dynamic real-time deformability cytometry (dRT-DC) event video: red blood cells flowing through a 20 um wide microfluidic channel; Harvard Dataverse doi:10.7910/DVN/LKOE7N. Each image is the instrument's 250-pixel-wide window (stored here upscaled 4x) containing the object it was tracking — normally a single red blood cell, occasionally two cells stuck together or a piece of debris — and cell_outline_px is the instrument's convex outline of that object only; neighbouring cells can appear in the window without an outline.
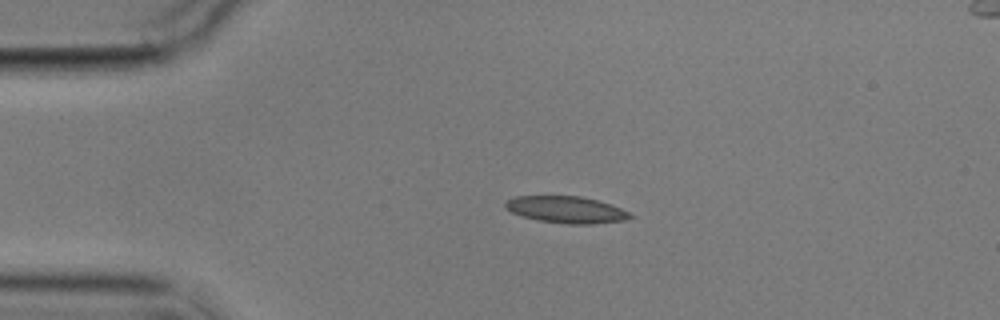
{"species": "common noctule bat (a hibernating species)", "species_latin": "Nyctalus noctula", "temperature_condition": "cold", "stored_images_in_passage": 4, "camera_frame_rate_fps": 3000, "um_per_image_px": 0.085, "animal": {"sex": "male", "body_mass_g": 17.9}, "frame": {"image": 1, "passage_image": 3, "time_ms": 2.333, "image_size_px": [1000, 320], "cell_outline_px": [[632, 216], [624, 220], [592, 224], [568, 224], [540, 220], [524, 216], [512, 212], [504, 208], [504, 200], [516, 196], [580, 196], [612, 204], [628, 212]], "centroid_in_image_um": [48.09, 17.81], "position_along_channel_um": 36.9, "area_um2": 19.31}}